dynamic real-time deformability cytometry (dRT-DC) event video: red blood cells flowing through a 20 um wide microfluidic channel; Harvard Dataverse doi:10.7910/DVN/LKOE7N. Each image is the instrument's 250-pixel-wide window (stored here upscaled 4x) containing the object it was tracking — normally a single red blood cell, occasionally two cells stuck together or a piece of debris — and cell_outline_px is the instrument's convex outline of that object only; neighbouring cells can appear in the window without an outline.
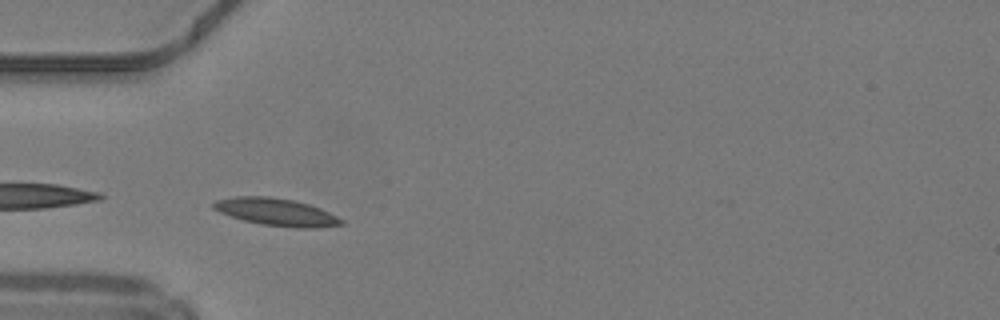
{"species": "common noctule bat (a hibernating species)", "species_latin": "Nyctalus noctula", "temperature_condition": "warm", "stored_images_in_passage": 36, "camera_frame_rate_fps": 3000, "um_per_image_px": 0.085, "animal": {"sex": "male", "body_mass_g": 19.2, "forearm_length_mm": 51.8}, "frame": {"image": 1, "passage_image": 1, "time_ms": 0.0, "image_size_px": [1000, 320], "cell_outline_px": [[344, 224], [316, 228], [296, 228], [260, 224], [244, 220], [220, 212], [212, 208], [212, 204], [216, 200], [236, 196], [272, 196], [296, 200], [320, 208], [344, 220]], "centroid_in_image_um": [23.5, 18.01], "position_along_channel_um": 61.5, "area_um2": 20.46}, "authors_computed_cell_mechanics": {"area_um2": 18.0625, "velocity_mm_per_s": 4.1718, "shape_relaxation_time_tau1_ms": 6.852, "shape_relaxation_time_tau2_ms": 3.407, "deformation_change_tau1": 0.1344, "deformation_change_tau2": 0.084}}